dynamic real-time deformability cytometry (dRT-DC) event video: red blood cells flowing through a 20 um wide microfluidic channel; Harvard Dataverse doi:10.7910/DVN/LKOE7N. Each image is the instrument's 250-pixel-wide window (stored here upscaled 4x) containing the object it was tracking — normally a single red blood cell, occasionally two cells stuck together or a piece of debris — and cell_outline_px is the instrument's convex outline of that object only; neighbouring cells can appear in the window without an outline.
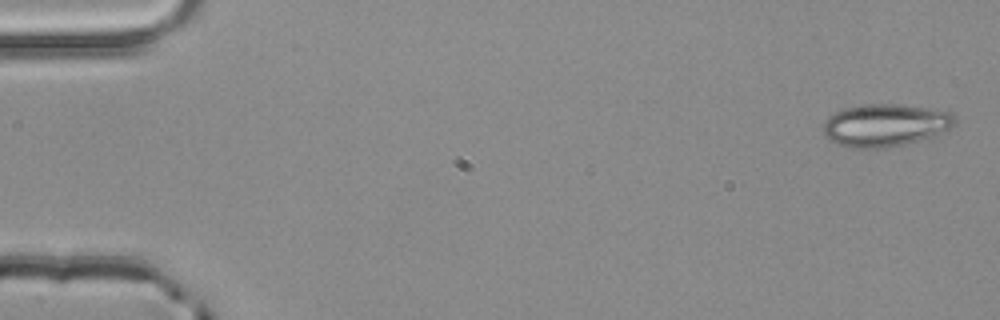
{"species": "common noctule bat (a hibernating species)", "species_latin": "Nyctalus noctula", "temperature_condition": "room temperature", "stored_images_in_passage": 3, "camera_frame_rate_fps": 3000, "um_per_image_px": 0.085, "animal": {"sex": "male", "body_mass_g": 20.4}, "frame": {"image": 1, "passage_image": 1, "time_ms": 0.0, "image_size_px": [1000, 320], "cell_outline_px": [[956, 124], [936, 136], [888, 148], [848, 148], [836, 144], [828, 140], [824, 136], [820, 128], [824, 120], [828, 116], [844, 108], [864, 104], [900, 104], [956, 112]], "centroid_in_image_um": [75.23, 10.65], "position_along_channel_um": 9.8, "area_um2": 33.47}}